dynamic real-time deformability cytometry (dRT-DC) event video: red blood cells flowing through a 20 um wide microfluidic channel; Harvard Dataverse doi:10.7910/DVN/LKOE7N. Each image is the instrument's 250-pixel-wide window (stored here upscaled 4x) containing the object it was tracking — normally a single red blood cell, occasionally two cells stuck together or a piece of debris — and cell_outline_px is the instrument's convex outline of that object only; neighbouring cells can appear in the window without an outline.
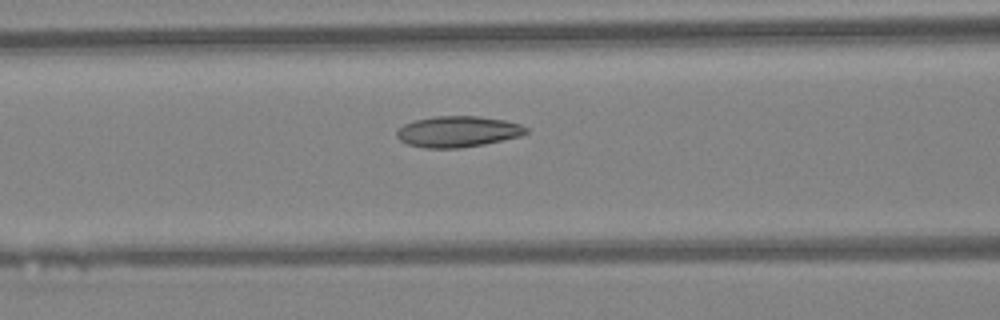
{"species": "Egyptian fruit bat (a non-hibernating species)", "species_latin": "Rousettus aegyptiacus", "temperature_condition": "warm", "stored_images_in_passage": 31, "camera_frame_rate_fps": 3000, "um_per_image_px": 0.085, "animal": {"sex": "female"}, "frame": {"image": 1, "passage_image": 12, "time_ms": 3.667, "image_size_px": [1000, 320], "cell_outline_px": [[528, 132], [520, 136], [484, 144], [460, 148], [424, 148], [408, 144], [400, 140], [396, 136], [396, 132], [404, 124], [416, 120], [436, 116], [480, 116], [504, 120], [520, 124], [528, 128]], "centroid_in_image_um": [38.92, 11.19], "position_along_channel_um": 127.7, "area_um2": 23.29}}
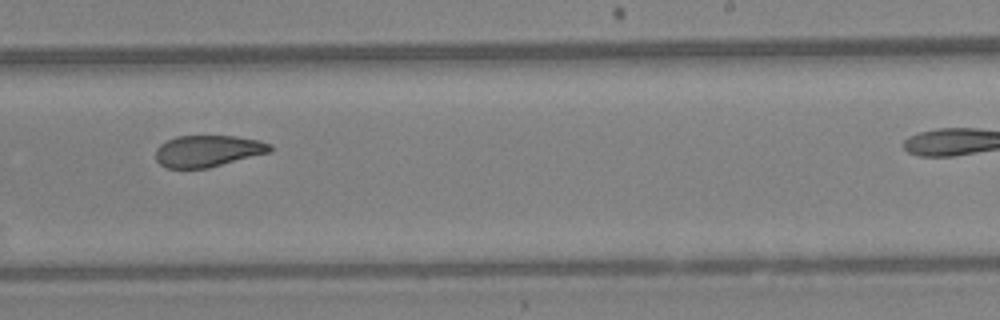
{"frame": {"image": 2, "passage_image": 22, "time_ms": 7.0, "image_size_px": [1000, 320], "cell_outline_px": [[272, 152], [208, 168], [168, 168], [160, 164], [156, 160], [156, 148], [160, 144], [176, 136], [236, 136], [260, 140], [272, 144]], "centroid_in_image_um": [17.7, 12.83], "position_along_channel_um": 271.3, "area_um2": 21.21}}
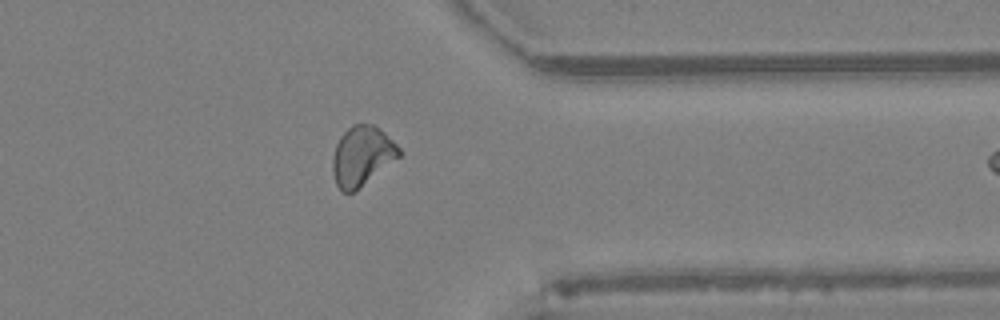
{"frame": {"image": 3, "passage_image": 30, "time_ms": 9.667, "image_size_px": [1000, 320], "cell_outline_px": [[400, 156], [352, 192], [340, 192], [336, 184], [332, 172], [332, 156], [336, 144], [340, 136], [352, 124], [372, 124], [384, 132], [400, 148]], "centroid_in_image_um": [30.73, 13.24], "position_along_channel_um": 380.7, "area_um2": 22.72}}